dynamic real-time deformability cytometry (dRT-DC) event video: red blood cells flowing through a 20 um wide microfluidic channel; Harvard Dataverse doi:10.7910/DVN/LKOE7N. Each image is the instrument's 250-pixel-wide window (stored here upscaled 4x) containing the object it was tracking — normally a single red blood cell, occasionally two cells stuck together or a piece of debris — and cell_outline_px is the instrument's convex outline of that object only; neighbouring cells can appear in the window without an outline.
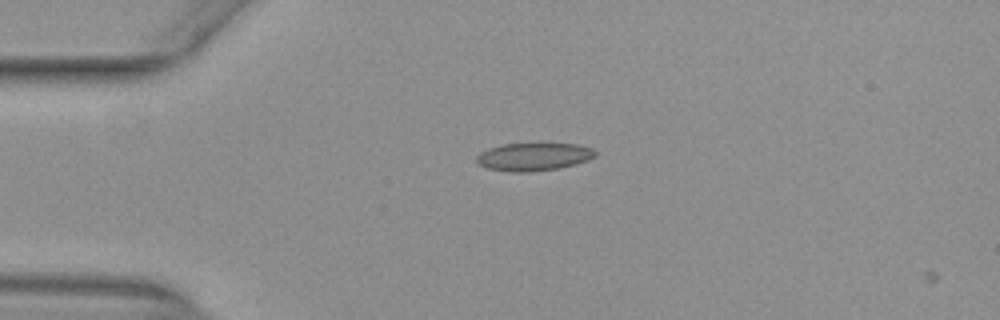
{"species": "common noctule bat (a hibernating species)", "species_latin": "Nyctalus noctula", "temperature_condition": "warm", "stored_images_in_passage": 3, "camera_frame_rate_fps": 3000, "um_per_image_px": 0.085, "animal": {"sex": "female", "body_mass_g": 29.2, "forearm_length_mm": 56.3}, "frame": {"image": 1, "passage_image": 2, "time_ms": 0.333, "image_size_px": [1000, 320], "cell_outline_px": [[596, 156], [588, 160], [576, 164], [560, 168], [528, 172], [512, 172], [488, 168], [476, 164], [476, 156], [480, 152], [488, 148], [500, 144], [540, 140], [576, 144], [592, 148], [596, 152]], "centroid_in_image_um": [45.36, 13.26], "position_along_channel_um": 39.6, "area_um2": 20.46}}